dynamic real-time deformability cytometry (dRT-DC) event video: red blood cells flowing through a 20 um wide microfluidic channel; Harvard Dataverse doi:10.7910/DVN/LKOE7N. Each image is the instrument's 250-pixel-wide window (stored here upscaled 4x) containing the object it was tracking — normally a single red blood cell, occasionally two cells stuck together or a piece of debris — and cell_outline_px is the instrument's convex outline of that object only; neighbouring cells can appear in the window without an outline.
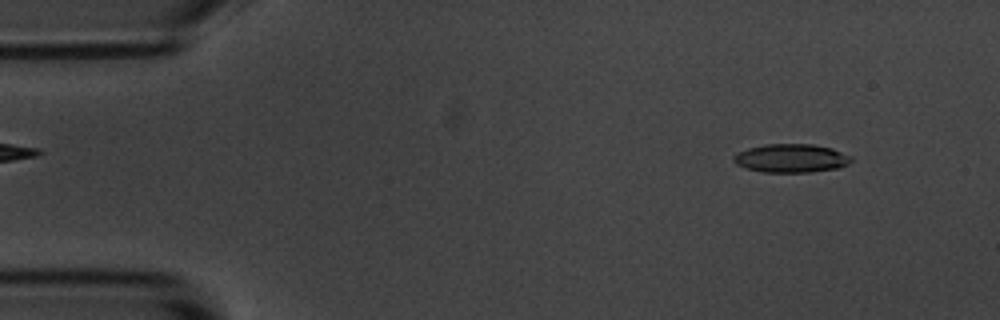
{"species": "common noctule bat (a hibernating species)", "species_latin": "Nyctalus noctula", "temperature_condition": "room temperature", "stored_images_in_passage": 4, "camera_frame_rate_fps": 3000, "um_per_image_px": 0.085, "animal": {"sex": "male", "body_mass_g": 20.1, "forearm_length_mm": 53.5}, "frame": {"image": 1, "passage_image": 1, "time_ms": 0.0, "image_size_px": [1000, 320], "cell_outline_px": [[852, 160], [848, 164], [840, 168], [812, 172], [764, 172], [744, 168], [736, 164], [732, 160], [732, 156], [736, 152], [748, 148], [764, 144], [812, 144], [832, 148], [852, 156]], "centroid_in_image_um": [67.23, 13.45], "position_along_channel_um": 17.8, "area_um2": 19.83}}
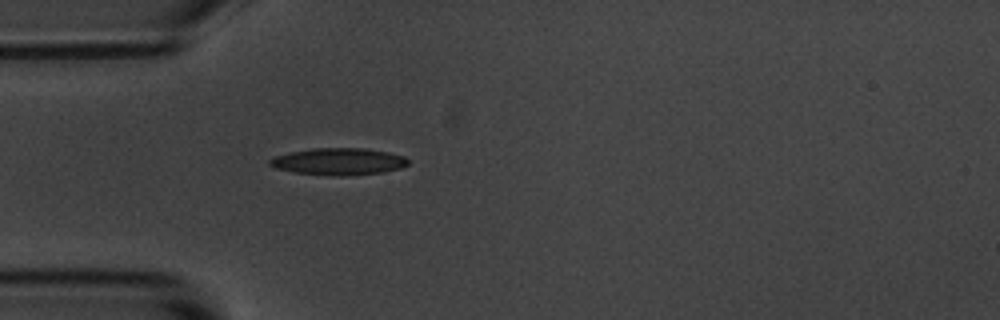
{"frame": {"image": 2, "passage_image": 4, "time_ms": 3.333, "image_size_px": [1000, 320], "cell_outline_px": [[408, 164], [400, 168], [384, 172], [344, 176], [336, 176], [296, 172], [276, 168], [268, 164], [268, 160], [276, 156], [292, 152], [312, 148], [364, 148], [388, 152], [404, 156], [408, 160]], "centroid_in_image_um": [28.8, 13.73], "position_along_channel_um": 56.2, "area_um2": 21.56}}